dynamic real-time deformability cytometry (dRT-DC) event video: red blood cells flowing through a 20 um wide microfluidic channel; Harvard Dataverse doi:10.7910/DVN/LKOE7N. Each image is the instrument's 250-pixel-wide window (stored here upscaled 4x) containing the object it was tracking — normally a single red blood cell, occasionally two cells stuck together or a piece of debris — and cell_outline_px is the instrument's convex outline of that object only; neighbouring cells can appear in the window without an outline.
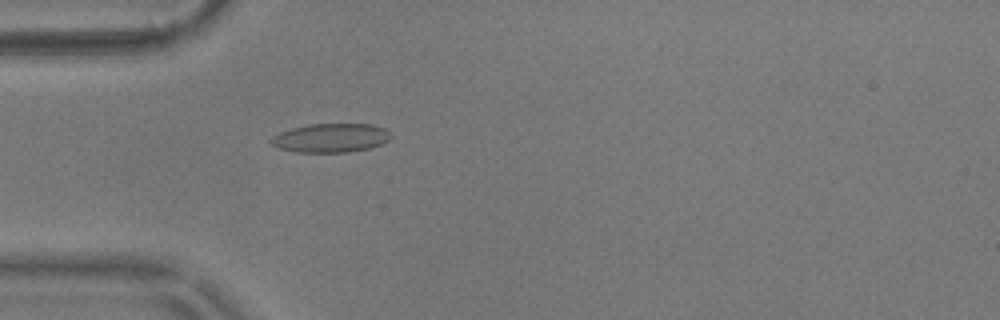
{"species": "common noctule bat (a hibernating species)", "species_latin": "Nyctalus noctula", "temperature_condition": "warm", "stored_images_in_passage": 47, "camera_frame_rate_fps": 3000, "um_per_image_px": 0.085, "animal": {"sex": "male", "body_mass_g": 17.9}, "frame": {"image": 1, "passage_image": 8, "time_ms": 2.333, "image_size_px": [1000, 320], "cell_outline_px": [[392, 136], [388, 140], [380, 144], [368, 148], [348, 152], [296, 152], [280, 148], [272, 144], [268, 140], [272, 136], [280, 132], [292, 128], [308, 124], [372, 124], [384, 128]], "centroid_in_image_um": [28.09, 11.72], "position_along_channel_um": 56.9, "area_um2": 20.06}}
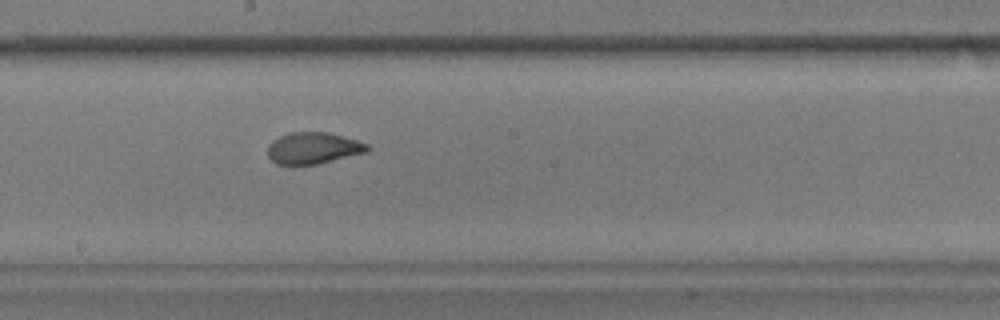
{"frame": {"image": 2, "passage_image": 22, "time_ms": 7.0, "image_size_px": [1000, 320], "cell_outline_px": [[372, 148], [364, 152], [316, 164], [276, 164], [268, 156], [268, 144], [272, 140], [288, 132], [328, 132], [356, 140], [368, 144]], "centroid_in_image_um": [26.59, 12.57], "position_along_channel_um": 221.6, "area_um2": 18.09}}
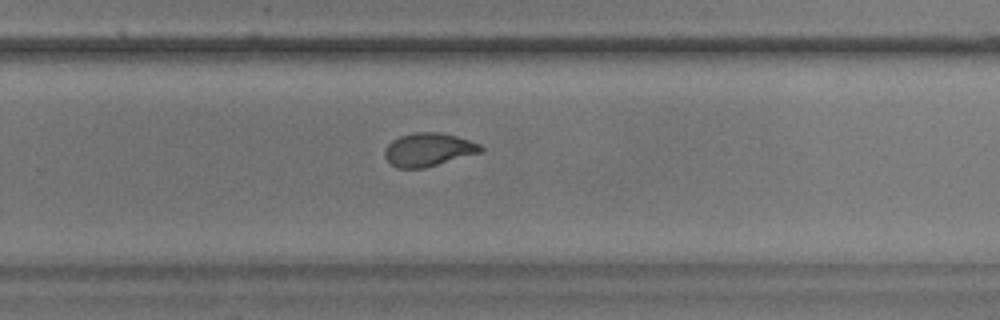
{"frame": {"image": 3, "passage_image": 28, "time_ms": 9.0, "image_size_px": [1000, 320], "cell_outline_px": [[484, 148], [480, 152], [424, 168], [396, 168], [384, 156], [384, 148], [392, 140], [400, 136], [412, 132], [440, 132], [456, 136], [480, 144]], "centroid_in_image_um": [36.38, 12.71], "position_along_channel_um": 293.4, "area_um2": 18.5}, "authors_computed_cell_mechanics": {"area_um2": 18.8428, "velocity_mm_per_s": 3.6075, "shape_relaxation_time_tau1_ms": 9.225, "shape_relaxation_time_tau2_ms": 0.9633, "deformation_change_tau1": 0.2244, "deformation_change_tau2": 0.0664}}